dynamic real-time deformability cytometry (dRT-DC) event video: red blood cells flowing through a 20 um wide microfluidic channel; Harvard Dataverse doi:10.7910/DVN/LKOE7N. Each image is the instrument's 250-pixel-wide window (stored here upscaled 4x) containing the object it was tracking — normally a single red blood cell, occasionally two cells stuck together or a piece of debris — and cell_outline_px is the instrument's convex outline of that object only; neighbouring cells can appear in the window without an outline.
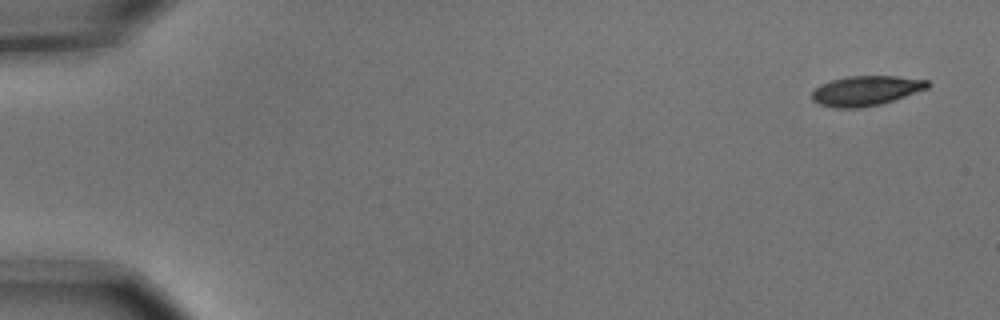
{"species": "common noctule bat (a hibernating species)", "species_latin": "Nyctalus noctula", "temperature_condition": "cold", "stored_images_in_passage": 5, "camera_frame_rate_fps": 3000, "um_per_image_px": 0.085, "animal": {"sex": "male", "body_mass_g": 15.6}, "frame": {"image": 1, "passage_image": 1, "time_ms": 0.0, "image_size_px": [1000, 320], "cell_outline_px": [[932, 84], [928, 88], [880, 104], [860, 108], [836, 108], [820, 104], [812, 100], [812, 92], [820, 84], [832, 80], [848, 76], [896, 76], [928, 80]], "centroid_in_image_um": [73.6, 7.7], "position_along_channel_um": 11.4, "area_um2": 20.0}}
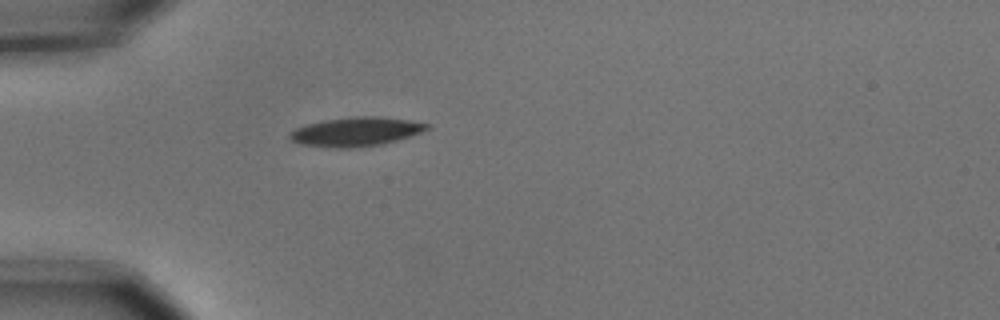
{"frame": {"image": 2, "passage_image": 5, "time_ms": 1.333, "image_size_px": [1000, 320], "cell_outline_px": [[428, 128], [412, 136], [384, 144], [352, 148], [336, 148], [300, 144], [292, 140], [288, 136], [288, 132], [296, 128], [308, 124], [324, 120], [352, 116], [376, 116], [408, 120], [428, 124]], "centroid_in_image_um": [30.23, 11.2], "position_along_channel_um": 54.8, "area_um2": 23.18}}